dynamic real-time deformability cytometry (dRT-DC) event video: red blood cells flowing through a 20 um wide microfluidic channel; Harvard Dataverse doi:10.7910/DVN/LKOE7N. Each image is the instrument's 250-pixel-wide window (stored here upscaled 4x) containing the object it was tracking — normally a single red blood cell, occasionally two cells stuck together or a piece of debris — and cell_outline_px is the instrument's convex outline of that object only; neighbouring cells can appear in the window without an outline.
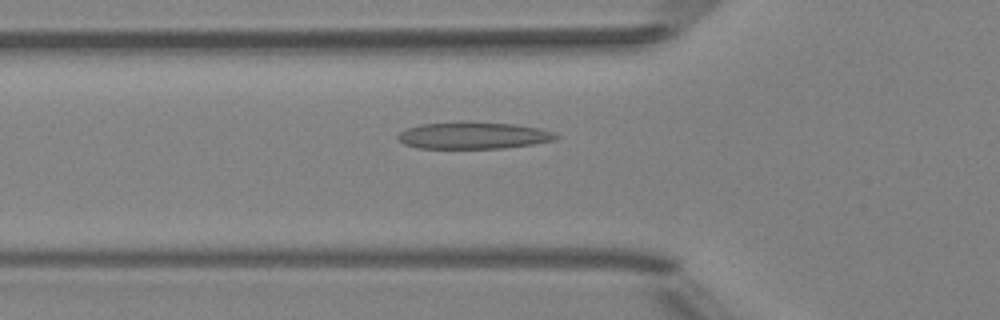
{"species": "Egyptian fruit bat (a non-hibernating species)", "species_latin": "Rousettus aegyptiacus", "temperature_condition": "room temperature", "stored_images_in_passage": 41, "camera_frame_rate_fps": 3000, "um_per_image_px": 0.085, "animal": {"sex": "female"}, "frame": {"image": 1, "passage_image": 8, "time_ms": 2.333, "image_size_px": [1000, 320], "cell_outline_px": [[560, 136], [552, 140], [532, 144], [504, 148], [416, 148], [404, 144], [396, 136], [400, 132], [408, 128], [420, 124], [460, 120], [516, 124], [540, 128], [552, 132]], "centroid_in_image_um": [40.2, 11.49], "position_along_channel_um": 85.6, "area_um2": 25.09}}
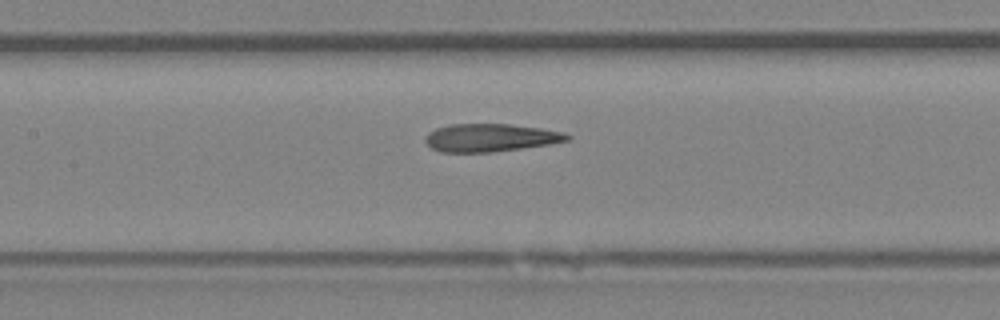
{"frame": {"image": 2, "passage_image": 14, "time_ms": 4.333, "image_size_px": [1000, 320], "cell_outline_px": [[572, 136], [568, 140], [548, 144], [492, 152], [440, 152], [432, 148], [424, 140], [424, 136], [428, 132], [436, 128], [452, 124], [508, 124], [540, 128], [564, 132]], "centroid_in_image_um": [41.65, 11.7], "position_along_channel_um": 165.7, "area_um2": 22.95}}
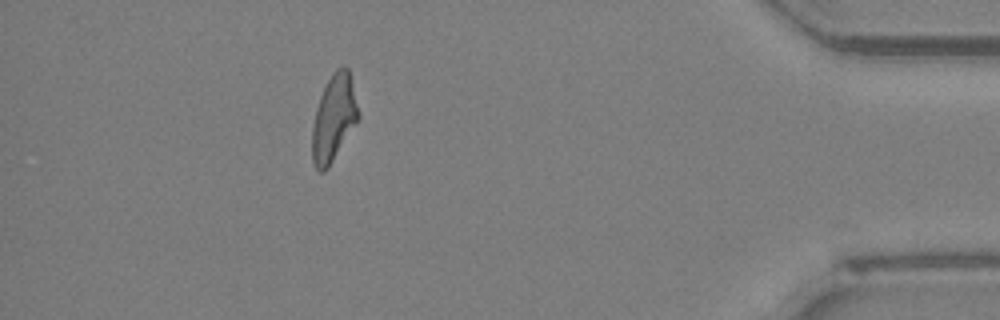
{"frame": {"image": 3, "passage_image": 36, "time_ms": 11.667, "image_size_px": [1000, 320], "cell_outline_px": [[360, 116], [328, 168], [324, 172], [320, 172], [316, 168], [312, 160], [312, 128], [316, 108], [320, 96], [332, 72], [336, 68], [344, 64], [348, 68], [360, 112]], "centroid_in_image_um": [28.37, 10.01], "position_along_channel_um": 406.8, "area_um2": 23.18}, "authors_computed_cell_mechanics": {"area_um2": 23.5246, "velocity_mm_per_s": 3.9977, "shape_relaxation_time_tau1_ms": null, "shape_relaxation_time_tau2_ms": 1.4843, "deformation_change_tau1": null, "deformation_change_tau2": 0.1196}}